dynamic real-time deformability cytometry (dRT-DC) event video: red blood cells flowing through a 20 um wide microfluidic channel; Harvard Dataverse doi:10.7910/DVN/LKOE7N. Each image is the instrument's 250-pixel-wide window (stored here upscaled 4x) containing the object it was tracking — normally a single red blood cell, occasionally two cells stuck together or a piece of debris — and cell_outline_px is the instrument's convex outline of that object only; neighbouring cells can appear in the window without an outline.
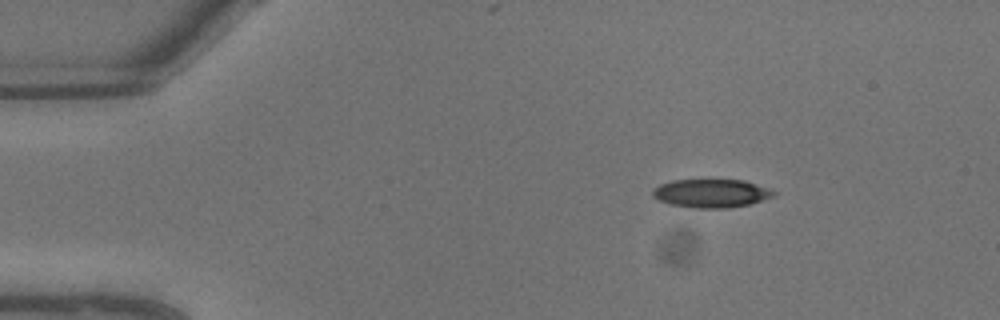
{"species": "common noctule bat (a hibernating species)", "species_latin": "Nyctalus noctula", "temperature_condition": "warm", "stored_images_in_passage": 7, "camera_frame_rate_fps": 3000, "um_per_image_px": 0.085, "animal": {"sex": "male", "body_mass_g": 13.3}, "frame": {"image": 1, "passage_image": 1, "time_ms": 0.0, "image_size_px": [1000, 320], "cell_outline_px": [[776, 196], [748, 204], [728, 208], [696, 208], [668, 204], [652, 196], [652, 188], [660, 184], [672, 180], [744, 180], [768, 188], [776, 192]], "centroid_in_image_um": [60.44, 16.43], "position_along_channel_um": 24.6, "area_um2": 20.06}}
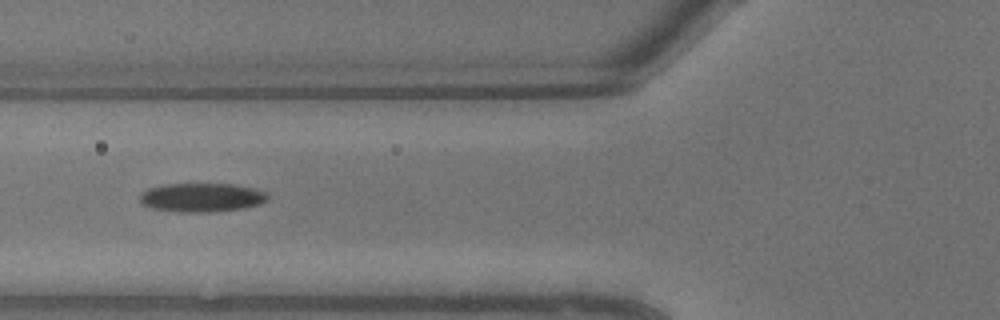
{"frame": {"image": 2, "passage_image": 6, "time_ms": 1.667, "image_size_px": [1000, 320], "cell_outline_px": [[268, 200], [260, 204], [244, 208], [208, 212], [176, 212], [148, 208], [140, 204], [140, 196], [148, 188], [160, 184], [236, 184], [268, 192]], "centroid_in_image_um": [17.12, 16.79], "position_along_channel_um": 108.7, "area_um2": 21.79}}
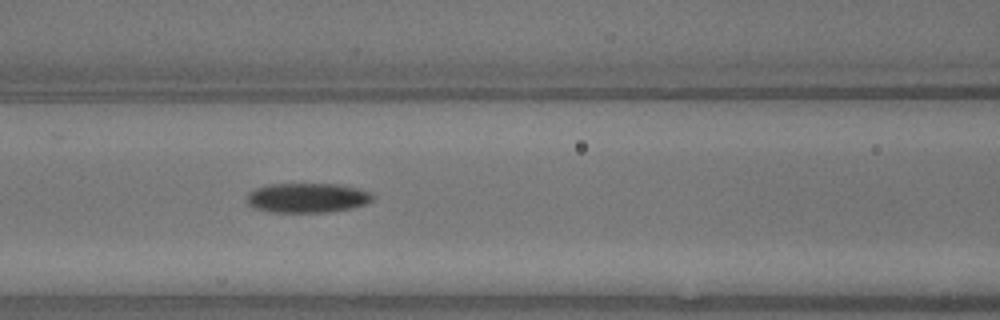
{"frame": {"image": 3, "passage_image": 7, "time_ms": 2.0, "image_size_px": [1000, 320], "cell_outline_px": [[376, 196], [372, 200], [364, 204], [352, 208], [324, 212], [272, 212], [256, 208], [248, 204], [248, 192], [256, 188], [268, 184], [336, 184], [360, 188], [372, 192]], "centroid_in_image_um": [26.16, 16.8], "position_along_channel_um": 140.4, "area_um2": 21.73}}